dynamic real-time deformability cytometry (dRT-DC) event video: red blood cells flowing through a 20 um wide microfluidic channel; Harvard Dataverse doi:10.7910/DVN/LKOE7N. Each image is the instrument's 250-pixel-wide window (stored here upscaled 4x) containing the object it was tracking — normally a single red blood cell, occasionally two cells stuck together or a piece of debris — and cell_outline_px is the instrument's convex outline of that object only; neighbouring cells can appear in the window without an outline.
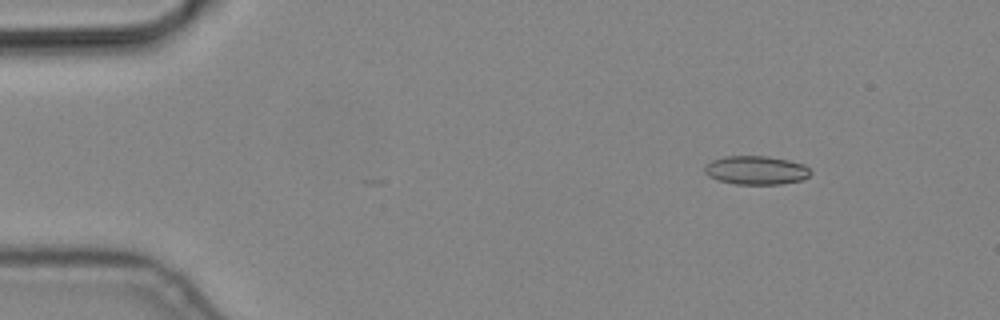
{"species": "common noctule bat (a hibernating species)", "species_latin": "Nyctalus noctula", "temperature_condition": "cold", "stored_images_in_passage": 8, "camera_frame_rate_fps": 3000, "um_per_image_px": 0.085, "animal": {"sex": "male", "body_mass_g": 19.2, "forearm_length_mm": 51.8}, "frame": {"image": 1, "passage_image": 2, "time_ms": 0.333, "image_size_px": [1000, 320], "cell_outline_px": [[812, 172], [804, 180], [780, 184], [736, 184], [716, 180], [708, 176], [704, 172], [704, 164], [712, 160], [724, 156], [768, 156], [788, 160], [804, 164]], "centroid_in_image_um": [64.24, 14.47], "position_along_channel_um": 20.8, "area_um2": 17.92}}
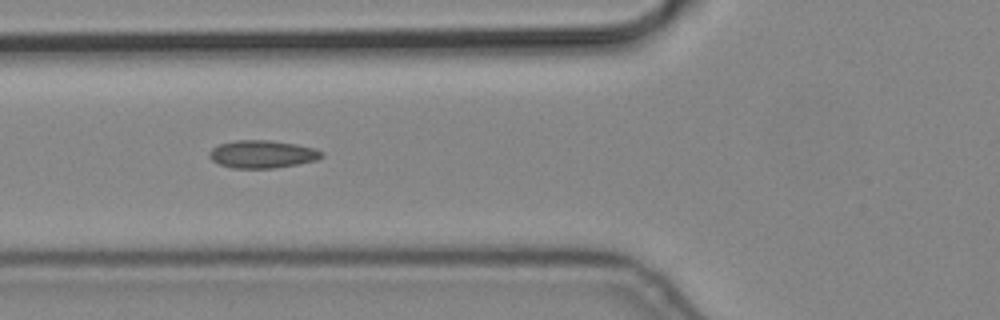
{"frame": {"image": 2, "passage_image": 6, "time_ms": 1.667, "image_size_px": [1000, 320], "cell_outline_px": [[324, 156], [316, 160], [296, 164], [272, 168], [232, 168], [220, 164], [212, 160], [208, 156], [208, 152], [212, 148], [220, 144], [236, 140], [272, 140], [296, 144], [312, 148], [324, 152]], "centroid_in_image_um": [22.28, 13.1], "position_along_channel_um": 103.5, "area_um2": 18.09}}
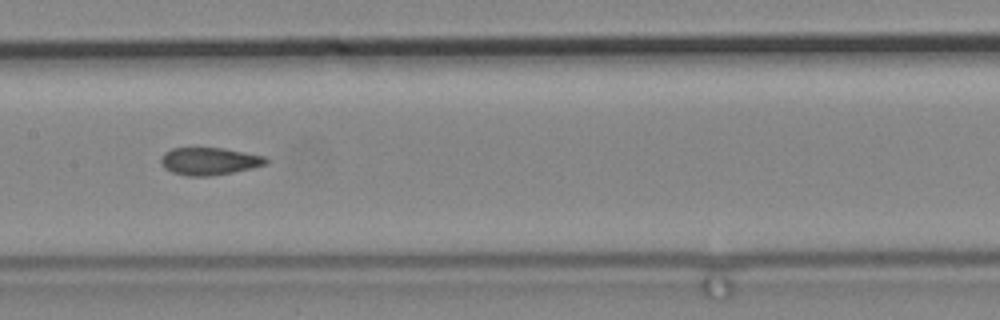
{"frame": {"image": 3, "passage_image": 8, "time_ms": 2.333, "image_size_px": [1000, 320], "cell_outline_px": [[268, 164], [252, 168], [232, 172], [208, 176], [188, 176], [172, 172], [164, 168], [160, 160], [164, 152], [172, 148], [224, 148], [264, 156], [268, 160]], "centroid_in_image_um": [17.79, 13.7], "position_along_channel_um": 189.6, "area_um2": 16.76}}